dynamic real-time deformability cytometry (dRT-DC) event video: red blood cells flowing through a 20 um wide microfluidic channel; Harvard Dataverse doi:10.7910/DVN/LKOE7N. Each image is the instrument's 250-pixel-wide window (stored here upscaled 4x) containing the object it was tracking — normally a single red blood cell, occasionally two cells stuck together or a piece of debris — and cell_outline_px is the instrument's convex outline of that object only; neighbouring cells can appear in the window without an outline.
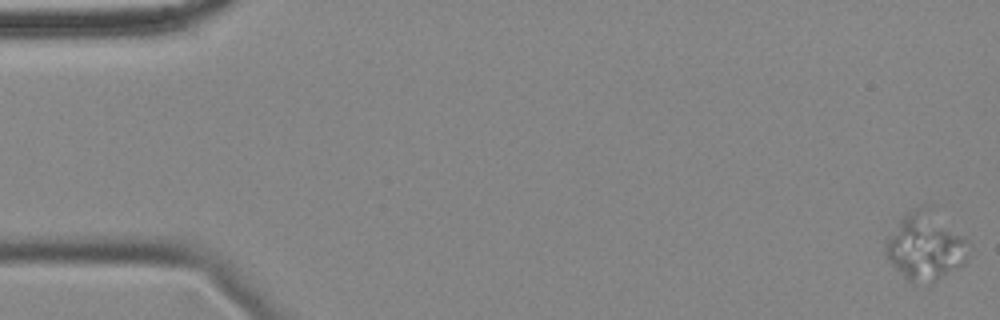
{"species": "common noctule bat (a hibernating species)", "species_latin": "Nyctalus noctula", "temperature_condition": "cold", "stored_images_in_passage": 57, "camera_frame_rate_fps": 3000, "um_per_image_px": 0.085, "animal": {"sex": "female", "body_mass_g": 18.4}, "frame": {"image": 1, "passage_image": 1, "time_ms": 0.0, "image_size_px": [1000, 320], "cell_outline_px": [[972, 248], [964, 264], [960, 268], [936, 280], [916, 284], [908, 280], [888, 260], [884, 248], [884, 240], [900, 220], [912, 208], [920, 204], [932, 204], [972, 244]], "centroid_in_image_um": [78.72, 20.86], "position_along_channel_um": 6.3, "area_um2": 33.93}}
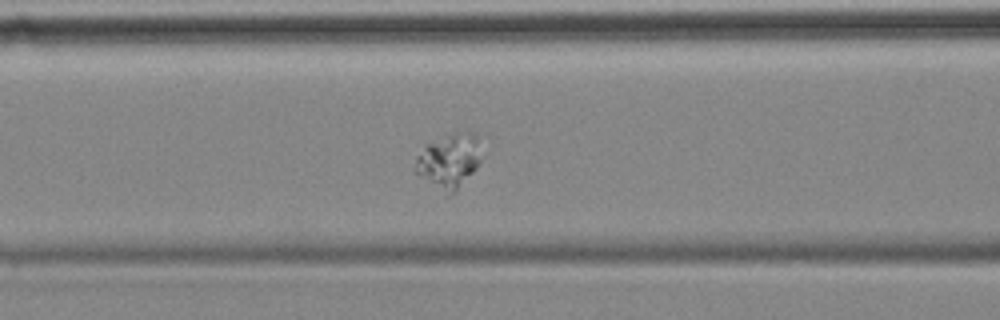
{"frame": {"image": 2, "passage_image": 24, "time_ms": 7.667, "image_size_px": [1000, 320], "cell_outline_px": [[484, 156], [476, 168], [452, 192], [416, 172], [416, 156], [424, 144], [448, 132], [472, 132], [476, 136]], "centroid_in_image_um": [38.21, 13.5], "position_along_channel_um": 128.4, "area_um2": 20.11}}
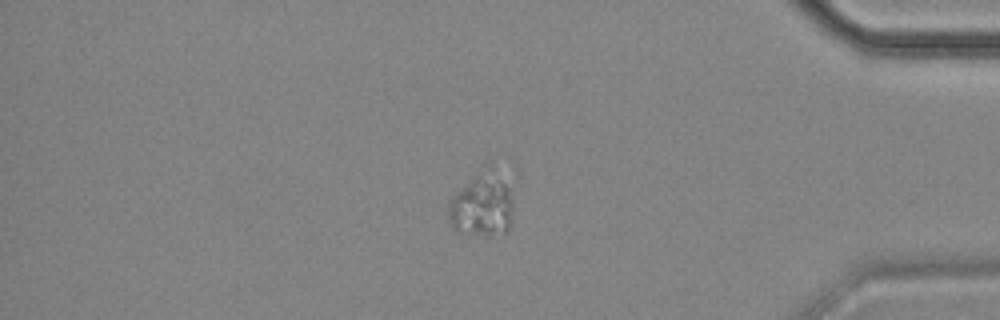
{"frame": {"image": 3, "passage_image": 50, "time_ms": 16.333, "image_size_px": [1000, 320], "cell_outline_px": [[520, 176], [512, 216], [508, 232], [456, 232], [444, 208], [452, 196], [476, 176], [508, 156], [516, 168]], "centroid_in_image_um": [41.31, 17.04], "position_along_channel_um": 393.9, "area_um2": 27.4}}